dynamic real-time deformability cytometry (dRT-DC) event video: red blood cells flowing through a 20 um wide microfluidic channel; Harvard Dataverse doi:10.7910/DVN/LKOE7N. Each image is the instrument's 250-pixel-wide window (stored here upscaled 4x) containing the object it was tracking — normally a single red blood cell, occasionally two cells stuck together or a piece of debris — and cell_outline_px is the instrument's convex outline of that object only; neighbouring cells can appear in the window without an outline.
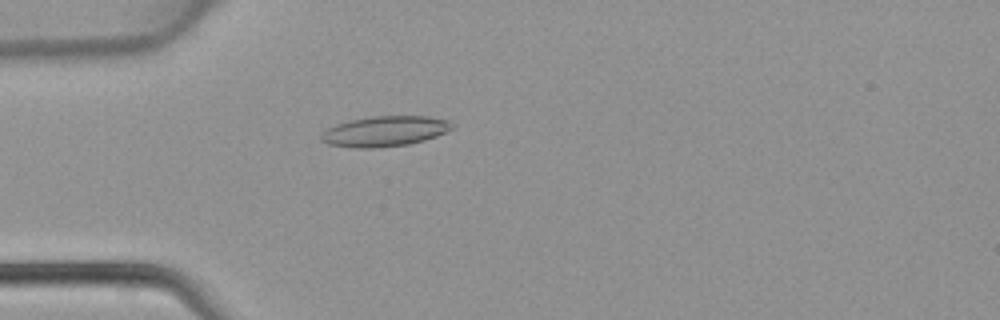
{"species": "common noctule bat (a hibernating species)", "species_latin": "Nyctalus noctula", "temperature_condition": "warm", "stored_images_in_passage": 4, "camera_frame_rate_fps": 3000, "um_per_image_px": 0.085, "animal": {"sex": "female", "body_mass_g": 22.7, "forearm_length_mm": 54.2}, "frame": {"image": 1, "passage_image": 4, "time_ms": 1.0, "image_size_px": [1000, 320], "cell_outline_px": [[452, 128], [436, 136], [424, 140], [408, 144], [376, 148], [352, 148], [328, 144], [320, 140], [320, 132], [324, 128], [348, 120], [372, 116], [428, 116], [448, 120], [452, 124]], "centroid_in_image_um": [32.62, 11.15], "position_along_channel_um": 52.4, "area_um2": 23.35}}